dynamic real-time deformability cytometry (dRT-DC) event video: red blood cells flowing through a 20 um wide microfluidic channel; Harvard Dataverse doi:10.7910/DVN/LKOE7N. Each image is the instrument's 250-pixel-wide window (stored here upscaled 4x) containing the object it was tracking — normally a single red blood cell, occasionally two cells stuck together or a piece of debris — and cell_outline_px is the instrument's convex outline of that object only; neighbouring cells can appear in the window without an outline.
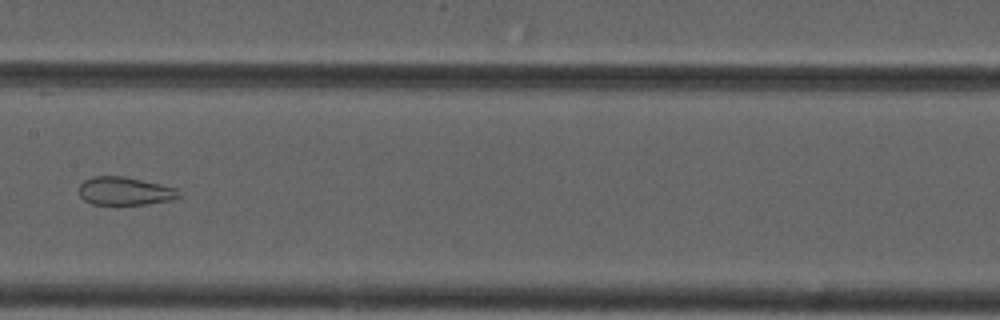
{"species": "common noctule bat (a hibernating species)", "species_latin": "Nyctalus noctula", "temperature_condition": "cold", "stored_images_in_passage": 7, "camera_frame_rate_fps": 3000, "um_per_image_px": 0.085, "animal": {"sex": "male", "forearm_length_mm": 52.5}, "frame": {"image": 1, "passage_image": 7, "time_ms": 8.333, "image_size_px": [1000, 320], "cell_outline_px": [[180, 196], [172, 200], [144, 204], [92, 204], [84, 200], [80, 196], [80, 184], [84, 180], [92, 176], [124, 176], [160, 184], [176, 188], [180, 192]], "centroid_in_image_um": [10.61, 16.23], "position_along_channel_um": 196.8, "area_um2": 16.3}}